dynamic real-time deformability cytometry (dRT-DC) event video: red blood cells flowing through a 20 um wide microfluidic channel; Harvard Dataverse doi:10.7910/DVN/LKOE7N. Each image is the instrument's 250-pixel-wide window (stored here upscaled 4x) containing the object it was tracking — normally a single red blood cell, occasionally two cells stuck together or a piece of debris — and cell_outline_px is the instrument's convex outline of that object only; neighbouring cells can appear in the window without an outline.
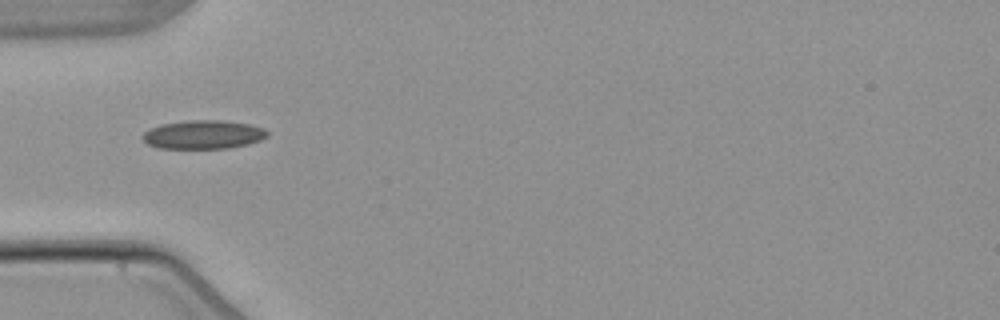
{"species": "common noctule bat (a hibernating species)", "species_latin": "Nyctalus noctula", "temperature_condition": "warm", "stored_images_in_passage": 4, "camera_frame_rate_fps": 3000, "um_per_image_px": 0.085, "animal": {"sex": "male", "body_mass_g": 21.5, "forearm_length_mm": 52.0}, "frame": {"image": 1, "passage_image": 4, "time_ms": 3.667, "image_size_px": [1000, 320], "cell_outline_px": [[268, 136], [260, 140], [248, 144], [228, 148], [160, 148], [148, 144], [140, 136], [144, 132], [160, 124], [188, 120], [220, 120], [248, 124], [264, 128], [268, 132]], "centroid_in_image_um": [17.28, 11.43], "position_along_channel_um": 67.7, "area_um2": 20.75}}